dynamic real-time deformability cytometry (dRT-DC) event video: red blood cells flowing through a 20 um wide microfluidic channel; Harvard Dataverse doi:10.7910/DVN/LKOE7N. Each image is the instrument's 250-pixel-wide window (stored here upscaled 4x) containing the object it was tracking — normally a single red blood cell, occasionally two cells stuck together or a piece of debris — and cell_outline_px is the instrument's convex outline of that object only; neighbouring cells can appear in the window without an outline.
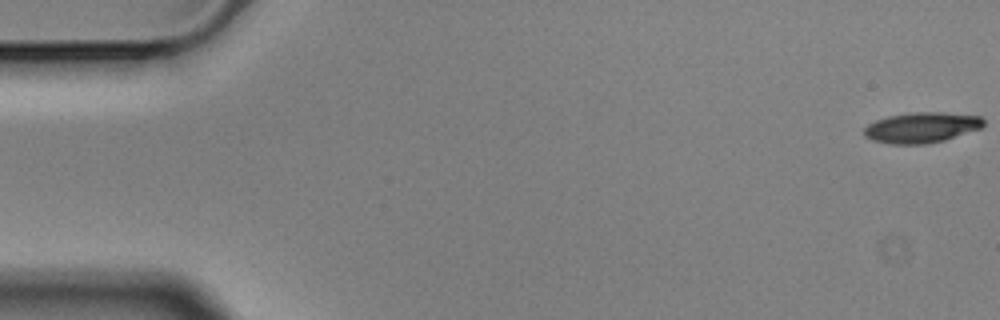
{"species": "Egyptian fruit bat (a non-hibernating species)", "species_latin": "Rousettus aegyptiacus", "temperature_condition": "cold", "stored_images_in_passage": 7, "camera_frame_rate_fps": 3000, "um_per_image_px": 0.085, "animal": {"sex": "male"}, "frame": {"image": 1, "passage_image": 1, "time_ms": 0.0, "image_size_px": [1000, 320], "cell_outline_px": [[984, 124], [980, 128], [944, 140], [924, 144], [892, 144], [872, 140], [864, 136], [864, 128], [868, 124], [876, 120], [888, 116], [912, 112], [944, 112], [980, 116], [984, 120]], "centroid_in_image_um": [78.31, 10.83], "position_along_channel_um": 6.7, "area_um2": 21.15}}
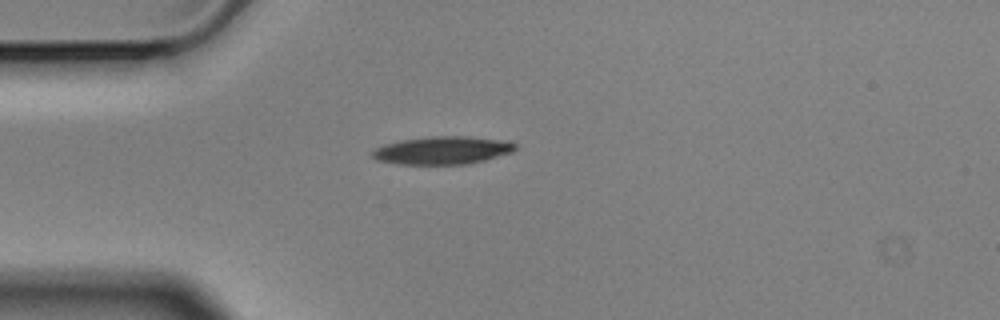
{"frame": {"image": 2, "passage_image": 5, "time_ms": 1.333, "image_size_px": [1000, 320], "cell_outline_px": [[516, 148], [512, 152], [484, 160], [468, 164], [396, 164], [376, 160], [372, 156], [372, 152], [376, 148], [384, 144], [404, 140], [436, 136], [468, 136], [508, 140], [516, 144]], "centroid_in_image_um": [37.64, 12.78], "position_along_channel_um": 47.4, "area_um2": 23.18}}
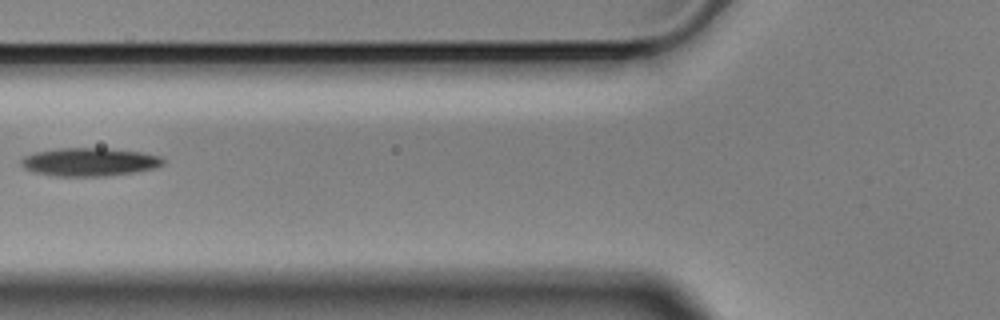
{"frame": {"image": 3, "passage_image": 7, "time_ms": 2.0, "image_size_px": [1000, 320], "cell_outline_px": [[164, 164], [156, 168], [132, 172], [104, 176], [52, 176], [32, 172], [24, 168], [20, 164], [20, 160], [24, 156], [36, 152], [60, 148], [104, 148], [140, 152], [160, 156], [164, 160]], "centroid_in_image_um": [7.57, 13.77], "position_along_channel_um": 118.2, "area_um2": 23.35}}